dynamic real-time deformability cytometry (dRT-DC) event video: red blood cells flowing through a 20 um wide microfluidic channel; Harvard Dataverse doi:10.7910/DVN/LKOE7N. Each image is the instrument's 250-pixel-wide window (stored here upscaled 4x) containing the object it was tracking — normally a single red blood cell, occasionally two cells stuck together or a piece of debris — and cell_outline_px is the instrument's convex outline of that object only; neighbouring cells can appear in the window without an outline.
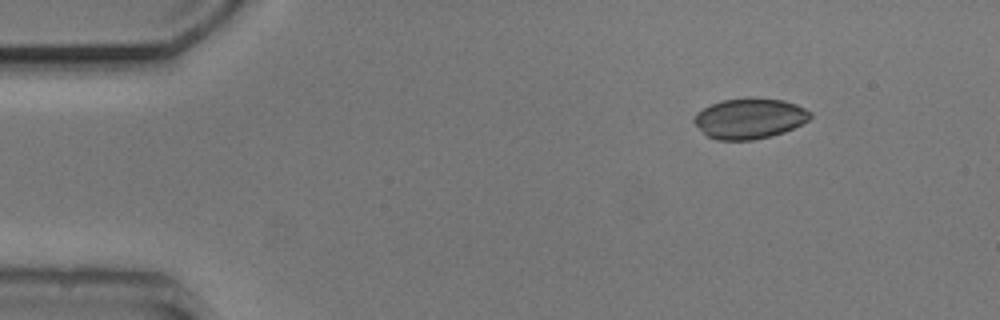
{"species": "common noctule bat (a hibernating species)", "species_latin": "Nyctalus noctula", "temperature_condition": "cold", "stored_images_in_passage": 3, "camera_frame_rate_fps": 3000, "um_per_image_px": 0.085, "animal": {"sex": "male", "body_mass_g": 20.5, "forearm_length_mm": 52.5}, "frame": {"image": 1, "passage_image": 1, "time_ms": 0.0, "image_size_px": [1000, 320], "cell_outline_px": [[812, 116], [808, 120], [784, 132], [772, 136], [752, 140], [716, 140], [708, 136], [692, 120], [696, 112], [720, 100], [752, 96], [784, 100], [796, 104], [812, 112]], "centroid_in_image_um": [63.72, 10.04], "position_along_channel_um": 21.3, "area_um2": 27.63}}
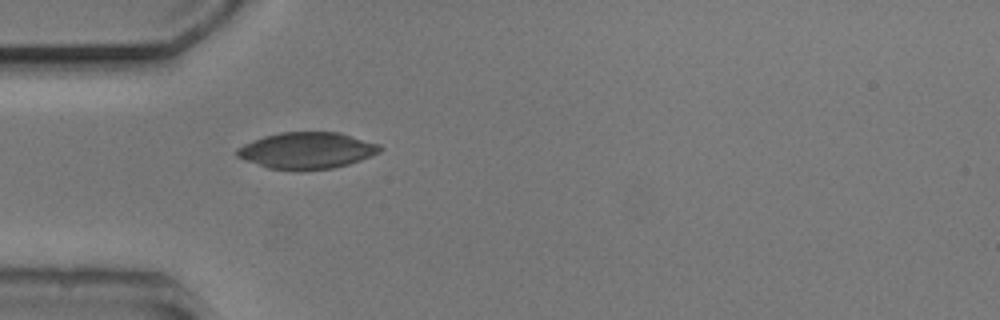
{"frame": {"image": 2, "passage_image": 3, "time_ms": 3.0, "image_size_px": [1000, 320], "cell_outline_px": [[384, 148], [380, 152], [372, 156], [348, 164], [332, 168], [268, 168], [236, 156], [236, 148], [252, 140], [264, 136], [280, 132], [340, 132], [380, 144]], "centroid_in_image_um": [26.12, 12.75], "position_along_channel_um": 58.9, "area_um2": 29.88}}